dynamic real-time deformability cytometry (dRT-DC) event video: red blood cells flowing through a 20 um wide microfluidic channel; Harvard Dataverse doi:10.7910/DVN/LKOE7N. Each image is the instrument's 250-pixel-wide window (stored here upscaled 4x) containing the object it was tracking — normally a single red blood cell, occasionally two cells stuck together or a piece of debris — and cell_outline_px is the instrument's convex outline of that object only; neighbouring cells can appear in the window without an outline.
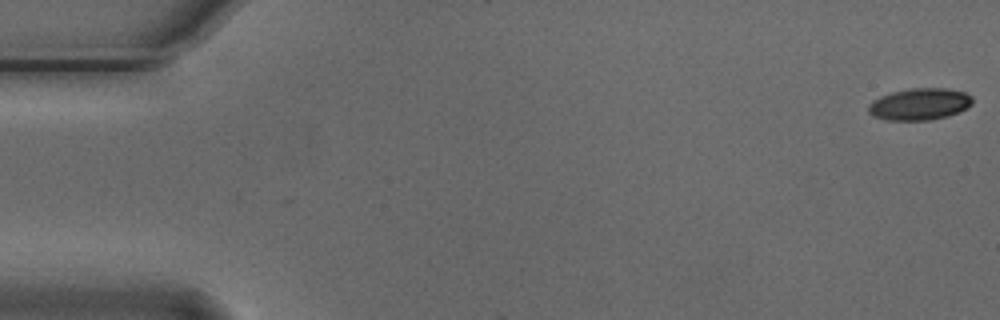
{"species": "Egyptian fruit bat (a non-hibernating species)", "species_latin": "Rousettus aegyptiacus", "temperature_condition": "cold", "stored_images_in_passage": 4, "camera_frame_rate_fps": 3000, "um_per_image_px": 0.085, "animal": {"sex": "male"}, "frame": {"image": 1, "passage_image": 1, "time_ms": 0.0, "image_size_px": [1000, 320], "cell_outline_px": [[972, 104], [948, 116], [928, 120], [888, 120], [872, 116], [868, 112], [868, 104], [872, 100], [880, 96], [892, 92], [912, 88], [948, 88], [964, 92], [972, 96]], "centroid_in_image_um": [78.13, 8.84], "position_along_channel_um": 6.9, "area_um2": 19.25}}